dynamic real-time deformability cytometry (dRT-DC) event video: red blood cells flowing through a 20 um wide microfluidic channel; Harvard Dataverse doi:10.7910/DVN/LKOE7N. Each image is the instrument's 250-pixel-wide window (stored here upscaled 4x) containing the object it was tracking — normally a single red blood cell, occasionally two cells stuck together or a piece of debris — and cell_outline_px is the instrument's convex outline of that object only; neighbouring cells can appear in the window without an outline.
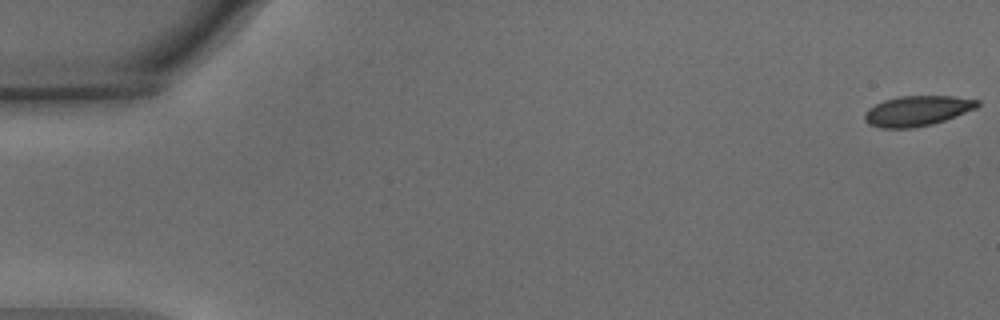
{"species": "common noctule bat (a hibernating species)", "species_latin": "Nyctalus noctula", "temperature_condition": "warm", "stored_images_in_passage": 56, "camera_frame_rate_fps": 3000, "um_per_image_px": 0.085, "animal": {"sex": "male", "body_mass_g": 15.6}, "frame": {"image": 1, "passage_image": 1, "time_ms": 0.0, "image_size_px": [1000, 320], "cell_outline_px": [[980, 104], [976, 108], [956, 116], [932, 124], [912, 128], [880, 128], [868, 124], [864, 120], [864, 112], [868, 108], [884, 100], [896, 96], [952, 96], [980, 100]], "centroid_in_image_um": [77.93, 9.42], "position_along_channel_um": 7.1, "area_um2": 19.94}}
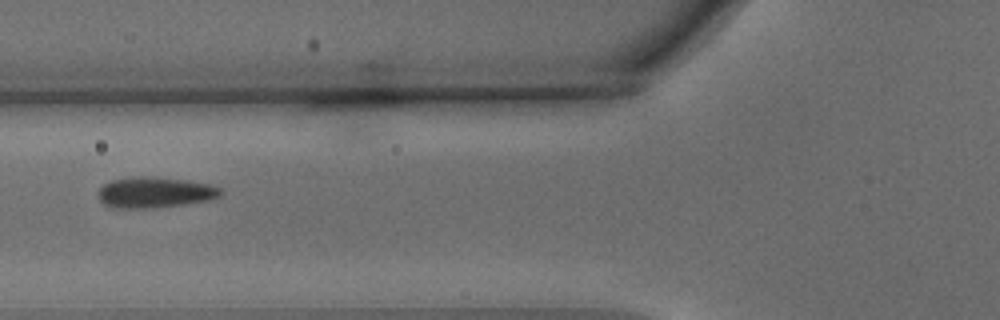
{"frame": {"image": 2, "passage_image": 22, "time_ms": 7.0, "image_size_px": [1000, 320], "cell_outline_px": [[224, 192], [220, 196], [208, 200], [184, 204], [152, 208], [108, 208], [100, 200], [100, 188], [104, 184], [112, 180], [136, 176], [152, 176], [188, 180], [208, 184], [220, 188]], "centroid_in_image_um": [13.17, 16.35], "position_along_channel_um": 112.6, "area_um2": 22.02}}
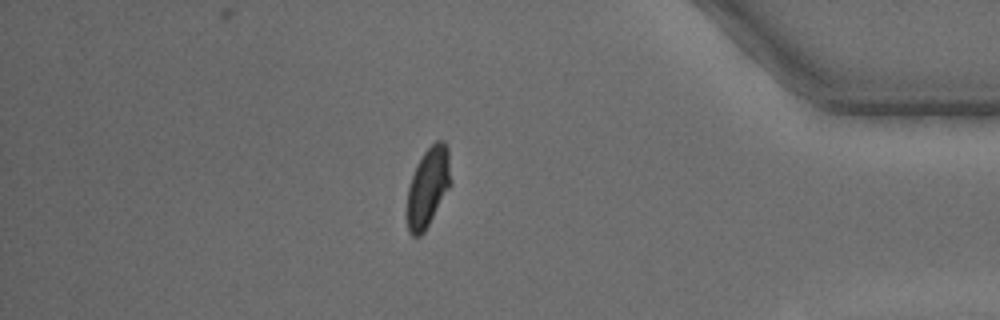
{"frame": {"image": 3, "passage_image": 48, "time_ms": 15.667, "image_size_px": [1000, 320], "cell_outline_px": [[452, 184], [424, 232], [420, 236], [412, 236], [408, 232], [408, 188], [416, 164], [424, 152], [436, 140], [444, 140], [448, 148], [452, 180]], "centroid_in_image_um": [36.42, 15.87], "position_along_channel_um": 398.8, "area_um2": 20.29}, "authors_computed_cell_mechanics": {"area_um2": 20.6346, "velocity_mm_per_s": 3.6853, "shape_relaxation_time_tau1_ms": 5.3249, "shape_relaxation_time_tau2_ms": null, "deformation_change_tau1": 0.1512, "deformation_change_tau2": null}}